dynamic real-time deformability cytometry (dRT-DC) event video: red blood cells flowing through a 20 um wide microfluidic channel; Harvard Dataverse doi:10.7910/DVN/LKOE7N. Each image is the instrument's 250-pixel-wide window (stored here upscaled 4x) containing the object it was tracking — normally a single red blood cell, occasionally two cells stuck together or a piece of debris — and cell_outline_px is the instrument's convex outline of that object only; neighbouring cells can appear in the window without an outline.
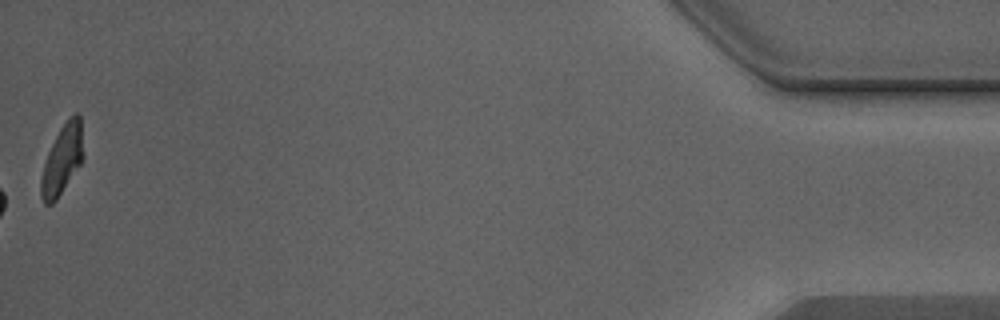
{"species": "Egyptian fruit bat (a non-hibernating species)", "species_latin": "Rousettus aegyptiacus", "temperature_condition": "warm", "stored_images_in_passage": 50, "camera_frame_rate_fps": 3000, "um_per_image_px": 0.085, "animal": {"sex": "male"}, "frame": {"image": 1, "passage_image": 50, "time_ms": 16.333, "image_size_px": [1000, 320], "cell_outline_px": [[84, 156], [80, 164], [56, 200], [52, 204], [44, 204], [40, 196], [40, 180], [44, 164], [48, 152], [60, 128], [68, 116], [76, 112], [80, 116]], "centroid_in_image_um": [5.28, 13.55], "position_along_channel_um": 429.9, "area_um2": 17.05}, "authors_computed_cell_mechanics": {"area_um2": 18.496, "velocity_mm_per_s": 4.3652, "shape_relaxation_time_tau1_ms": 4.0918, "shape_relaxation_time_tau2_ms": 1.2085, "deformation_change_tau1": 0.1773, "deformation_change_tau2": 0.0964}}